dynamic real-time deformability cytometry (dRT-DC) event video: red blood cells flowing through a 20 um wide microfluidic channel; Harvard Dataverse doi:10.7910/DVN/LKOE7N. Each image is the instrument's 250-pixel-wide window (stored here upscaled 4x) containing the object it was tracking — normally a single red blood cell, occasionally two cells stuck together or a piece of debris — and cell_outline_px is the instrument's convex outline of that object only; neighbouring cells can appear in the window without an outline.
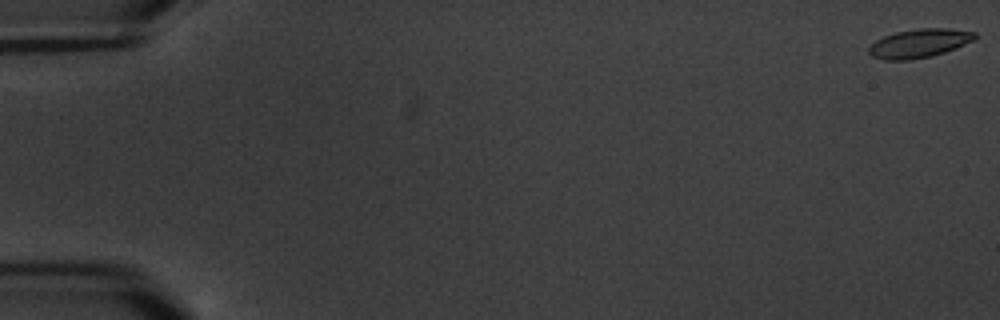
{"species": "common noctule bat (a hibernating species)", "species_latin": "Nyctalus noctula", "temperature_condition": "warm", "stored_images_in_passage": 9, "camera_frame_rate_fps": 3000, "um_per_image_px": 0.085, "animal": {"sex": "male", "body_mass_g": 20.1, "forearm_length_mm": 53.5}, "frame": {"image": 1, "passage_image": 1, "time_ms": 0.0, "image_size_px": [1000, 320], "cell_outline_px": [[976, 36], [972, 40], [956, 48], [932, 56], [908, 60], [884, 60], [872, 56], [868, 52], [868, 48], [876, 40], [884, 36], [896, 32], [920, 28], [948, 28], [976, 32]], "centroid_in_image_um": [78.12, 3.68], "position_along_channel_um": 6.9, "area_um2": 17.63}}
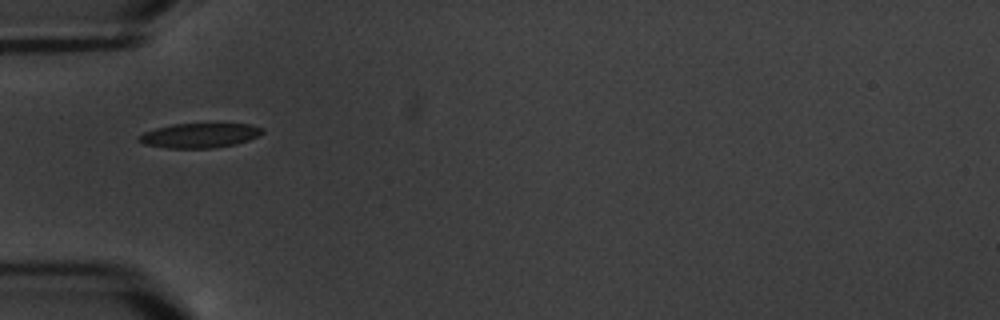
{"frame": {"image": 2, "passage_image": 6, "time_ms": 6.667, "image_size_px": [1000, 320], "cell_outline_px": [[264, 132], [248, 140], [236, 144], [212, 148], [168, 148], [144, 144], [136, 140], [136, 136], [144, 132], [156, 128], [172, 124], [252, 124], [264, 128]], "centroid_in_image_um": [16.94, 11.51], "position_along_channel_um": 68.1, "area_um2": 17.74}}